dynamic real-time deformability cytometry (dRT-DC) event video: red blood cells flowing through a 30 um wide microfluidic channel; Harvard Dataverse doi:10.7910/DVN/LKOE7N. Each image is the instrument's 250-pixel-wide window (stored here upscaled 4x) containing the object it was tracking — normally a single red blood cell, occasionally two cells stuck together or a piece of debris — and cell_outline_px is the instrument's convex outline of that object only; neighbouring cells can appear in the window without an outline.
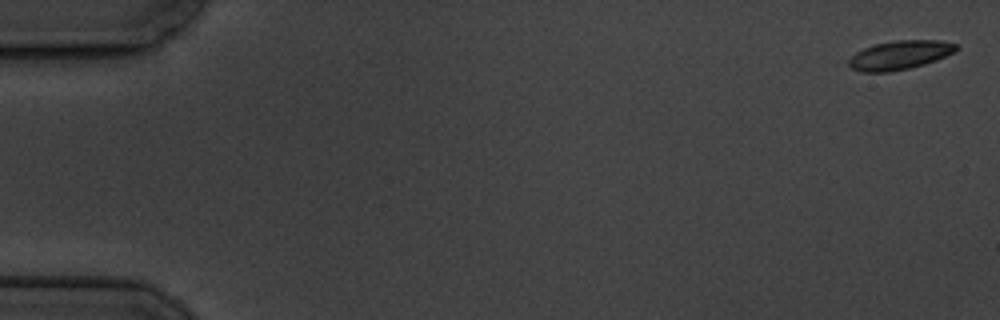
{"species": "common noctule bat (a hibernating species)", "species_latin": "Nyctalus noctula", "temperature_condition": "cold", "stored_images_in_passage": 6, "segment_of_instrument_passage": [1, 2], "camera_frame_rate_fps": 3000, "um_per_image_px": 0.085, "animal": {"sex": "male", "body_mass_g": 19.5, "forearm_length_mm": 54.6}, "frame": {"image": 1, "passage_image": 1, "time_ms": 0.0, "image_size_px": [1000, 320], "cell_outline_px": [[960, 48], [956, 52], [936, 60], [924, 64], [908, 68], [888, 72], [860, 72], [852, 68], [848, 64], [848, 60], [856, 52], [872, 44], [896, 40], [940, 40], [956, 44]], "centroid_in_image_um": [76.49, 4.67], "position_along_channel_um": 8.5, "area_um2": 18.21}}